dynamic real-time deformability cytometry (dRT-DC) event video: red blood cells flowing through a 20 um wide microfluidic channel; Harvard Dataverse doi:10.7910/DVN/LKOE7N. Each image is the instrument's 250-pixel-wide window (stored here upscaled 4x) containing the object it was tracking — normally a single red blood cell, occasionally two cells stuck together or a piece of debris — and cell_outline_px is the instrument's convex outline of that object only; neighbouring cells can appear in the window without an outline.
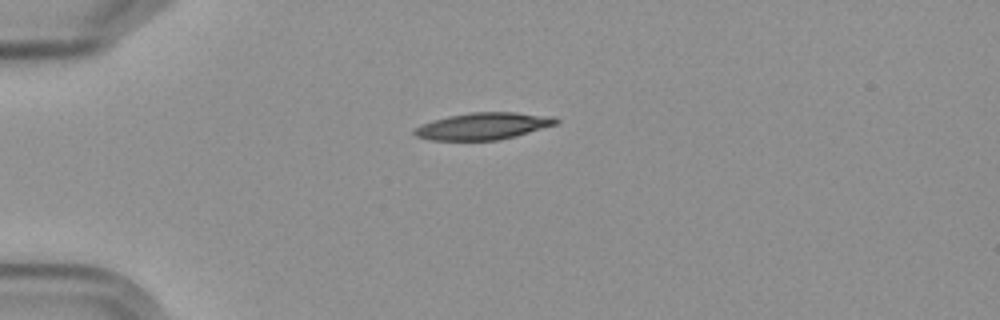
{"species": "Egyptian fruit bat (a non-hibernating species)", "species_latin": "Rousettus aegyptiacus", "temperature_condition": "cold", "stored_images_in_passage": 2, "camera_frame_rate_fps": 3000, "um_per_image_px": 0.085, "frame": {"image": 1, "passage_image": 1, "time_ms": 0.0, "image_size_px": [1000, 320], "cell_outline_px": [[560, 120], [556, 124], [516, 136], [500, 140], [432, 140], [416, 136], [412, 132], [416, 128], [432, 120], [448, 116], [472, 112], [516, 112], [552, 116]], "centroid_in_image_um": [41.09, 10.71], "position_along_channel_um": 43.9, "area_um2": 22.08}}